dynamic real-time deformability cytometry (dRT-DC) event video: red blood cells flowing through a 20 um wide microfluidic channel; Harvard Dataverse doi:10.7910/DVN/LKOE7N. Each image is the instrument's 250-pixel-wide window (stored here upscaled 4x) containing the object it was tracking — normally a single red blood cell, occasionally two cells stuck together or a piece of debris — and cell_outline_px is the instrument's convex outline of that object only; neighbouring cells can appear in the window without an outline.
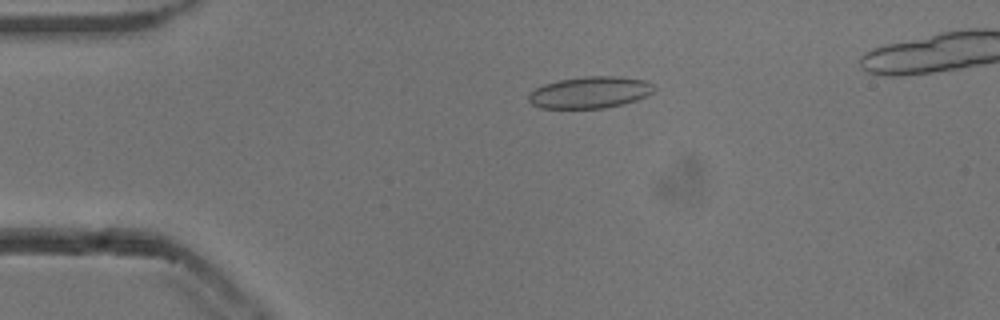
{"species": "common noctule bat (a hibernating species)", "species_latin": "Nyctalus noctula", "temperature_condition": "cold", "stored_images_in_passage": 51, "camera_frame_rate_fps": 3000, "um_per_image_px": 0.085, "animal": {"sex": "male", "body_mass_g": 13.3}, "frame": {"image": 1, "passage_image": 11, "time_ms": 3.333, "image_size_px": [1000, 320], "cell_outline_px": [[656, 88], [648, 96], [624, 104], [604, 108], [540, 108], [532, 104], [528, 100], [528, 96], [536, 88], [544, 84], [560, 80], [584, 76], [620, 76], [644, 80], [652, 84]], "centroid_in_image_um": [50.17, 7.85], "position_along_channel_um": 34.8, "area_um2": 23.18}}
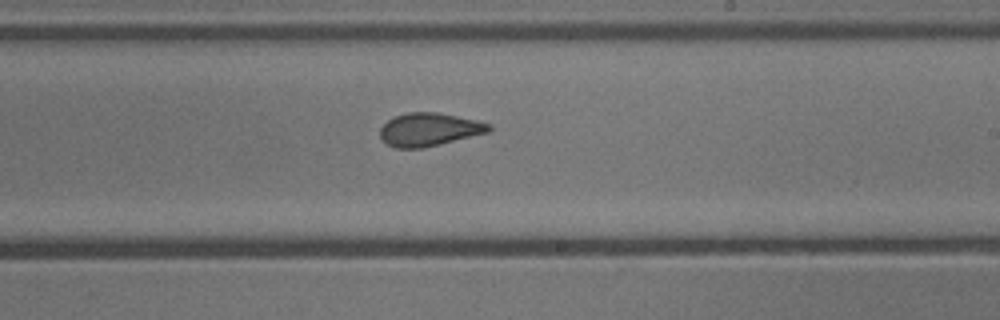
{"frame": {"image": 2, "passage_image": 31, "time_ms": 10.0, "image_size_px": [1000, 320], "cell_outline_px": [[492, 128], [488, 132], [440, 144], [420, 148], [396, 148], [388, 144], [380, 136], [380, 128], [388, 120], [396, 116], [408, 112], [436, 112], [476, 120], [492, 124]], "centroid_in_image_um": [36.48, 11.0], "position_along_channel_um": 252.5, "area_um2": 20.75}}
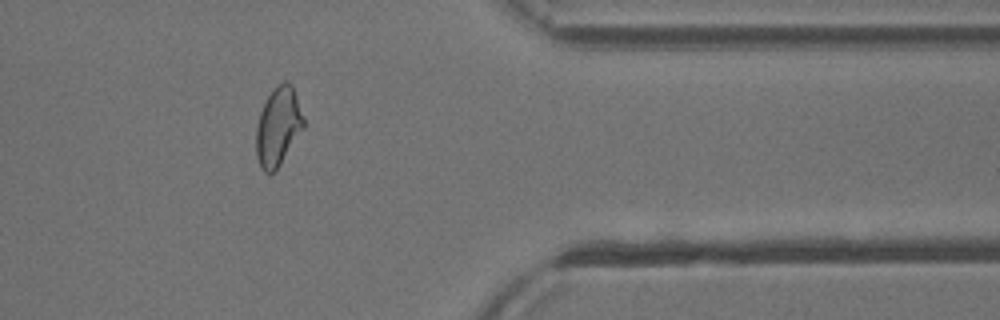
{"frame": {"image": 3, "passage_image": 43, "time_ms": 14.0, "image_size_px": [1000, 320], "cell_outline_px": [[304, 128], [280, 164], [272, 172], [264, 172], [260, 168], [256, 156], [256, 128], [260, 112], [272, 88], [276, 84], [284, 80], [288, 80], [292, 84], [304, 120]], "centroid_in_image_um": [23.63, 10.72], "position_along_channel_um": 387.8, "area_um2": 21.68}, "authors_computed_cell_mechanics": {"area_um2": 21.964, "velocity_mm_per_s": 3.8508, "shape_relaxation_time_tau1_ms": null, "shape_relaxation_time_tau2_ms": 1.4371, "deformation_change_tau1": null, "deformation_change_tau2": 0.0769}}